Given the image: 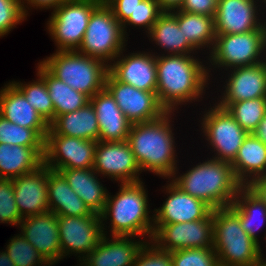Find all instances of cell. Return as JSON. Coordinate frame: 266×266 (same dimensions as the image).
<instances>
[{
  "label": "cell",
  "mask_w": 266,
  "mask_h": 266,
  "mask_svg": "<svg viewBox=\"0 0 266 266\" xmlns=\"http://www.w3.org/2000/svg\"><path fill=\"white\" fill-rule=\"evenodd\" d=\"M255 0H218L214 18L216 35L246 33L263 26ZM259 21V22H258Z\"/></svg>",
  "instance_id": "ffe728a7"
},
{
  "label": "cell",
  "mask_w": 266,
  "mask_h": 266,
  "mask_svg": "<svg viewBox=\"0 0 266 266\" xmlns=\"http://www.w3.org/2000/svg\"><path fill=\"white\" fill-rule=\"evenodd\" d=\"M233 69L226 80L219 106L226 108L232 102L266 97V60Z\"/></svg>",
  "instance_id": "44dd1931"
},
{
  "label": "cell",
  "mask_w": 266,
  "mask_h": 266,
  "mask_svg": "<svg viewBox=\"0 0 266 266\" xmlns=\"http://www.w3.org/2000/svg\"><path fill=\"white\" fill-rule=\"evenodd\" d=\"M116 59L113 65L108 64V72L116 80L139 90L156 92V55L139 52Z\"/></svg>",
  "instance_id": "d6986e66"
},
{
  "label": "cell",
  "mask_w": 266,
  "mask_h": 266,
  "mask_svg": "<svg viewBox=\"0 0 266 266\" xmlns=\"http://www.w3.org/2000/svg\"><path fill=\"white\" fill-rule=\"evenodd\" d=\"M49 211L57 216H90L93 212L67 183L65 177L48 167Z\"/></svg>",
  "instance_id": "4316f807"
},
{
  "label": "cell",
  "mask_w": 266,
  "mask_h": 266,
  "mask_svg": "<svg viewBox=\"0 0 266 266\" xmlns=\"http://www.w3.org/2000/svg\"><path fill=\"white\" fill-rule=\"evenodd\" d=\"M40 63L57 79L89 98L105 88L108 65L77 50L56 51Z\"/></svg>",
  "instance_id": "8992f818"
},
{
  "label": "cell",
  "mask_w": 266,
  "mask_h": 266,
  "mask_svg": "<svg viewBox=\"0 0 266 266\" xmlns=\"http://www.w3.org/2000/svg\"><path fill=\"white\" fill-rule=\"evenodd\" d=\"M37 70V74L44 79L47 86L54 107V119L62 114L83 108L90 102L87 95L57 79L41 63L38 64Z\"/></svg>",
  "instance_id": "4dcf8cb0"
},
{
  "label": "cell",
  "mask_w": 266,
  "mask_h": 266,
  "mask_svg": "<svg viewBox=\"0 0 266 266\" xmlns=\"http://www.w3.org/2000/svg\"><path fill=\"white\" fill-rule=\"evenodd\" d=\"M226 109L247 133H252L266 113V97L232 102Z\"/></svg>",
  "instance_id": "836d02e7"
},
{
  "label": "cell",
  "mask_w": 266,
  "mask_h": 266,
  "mask_svg": "<svg viewBox=\"0 0 266 266\" xmlns=\"http://www.w3.org/2000/svg\"><path fill=\"white\" fill-rule=\"evenodd\" d=\"M213 249L219 266H255L262 251L230 206L213 210Z\"/></svg>",
  "instance_id": "5b68a950"
},
{
  "label": "cell",
  "mask_w": 266,
  "mask_h": 266,
  "mask_svg": "<svg viewBox=\"0 0 266 266\" xmlns=\"http://www.w3.org/2000/svg\"><path fill=\"white\" fill-rule=\"evenodd\" d=\"M0 266H15L6 251L0 252Z\"/></svg>",
  "instance_id": "681fc988"
},
{
  "label": "cell",
  "mask_w": 266,
  "mask_h": 266,
  "mask_svg": "<svg viewBox=\"0 0 266 266\" xmlns=\"http://www.w3.org/2000/svg\"><path fill=\"white\" fill-rule=\"evenodd\" d=\"M22 4H23V9L25 11V14L27 13L28 10H26L27 7L24 6L25 1H27L26 3H28L29 5H31L32 7L35 8H56L57 6H59L63 1L65 0H21Z\"/></svg>",
  "instance_id": "f6af8a7d"
},
{
  "label": "cell",
  "mask_w": 266,
  "mask_h": 266,
  "mask_svg": "<svg viewBox=\"0 0 266 266\" xmlns=\"http://www.w3.org/2000/svg\"><path fill=\"white\" fill-rule=\"evenodd\" d=\"M96 141L53 134L45 139L44 163L51 170L93 169Z\"/></svg>",
  "instance_id": "7c38bea8"
},
{
  "label": "cell",
  "mask_w": 266,
  "mask_h": 266,
  "mask_svg": "<svg viewBox=\"0 0 266 266\" xmlns=\"http://www.w3.org/2000/svg\"><path fill=\"white\" fill-rule=\"evenodd\" d=\"M0 143L19 146H45V140L34 130L12 123L0 115Z\"/></svg>",
  "instance_id": "d590c367"
},
{
  "label": "cell",
  "mask_w": 266,
  "mask_h": 266,
  "mask_svg": "<svg viewBox=\"0 0 266 266\" xmlns=\"http://www.w3.org/2000/svg\"><path fill=\"white\" fill-rule=\"evenodd\" d=\"M230 207L239 215L244 231L259 244L256 230L261 228L258 224L266 222V205L263 200L248 185L241 186Z\"/></svg>",
  "instance_id": "1f68e13d"
},
{
  "label": "cell",
  "mask_w": 266,
  "mask_h": 266,
  "mask_svg": "<svg viewBox=\"0 0 266 266\" xmlns=\"http://www.w3.org/2000/svg\"><path fill=\"white\" fill-rule=\"evenodd\" d=\"M19 225L22 229V236L35 247L49 265L62 259L58 217L55 213L48 211L25 217Z\"/></svg>",
  "instance_id": "2e32d148"
},
{
  "label": "cell",
  "mask_w": 266,
  "mask_h": 266,
  "mask_svg": "<svg viewBox=\"0 0 266 266\" xmlns=\"http://www.w3.org/2000/svg\"><path fill=\"white\" fill-rule=\"evenodd\" d=\"M218 0H184L179 11L215 18Z\"/></svg>",
  "instance_id": "7bdbcfd3"
},
{
  "label": "cell",
  "mask_w": 266,
  "mask_h": 266,
  "mask_svg": "<svg viewBox=\"0 0 266 266\" xmlns=\"http://www.w3.org/2000/svg\"><path fill=\"white\" fill-rule=\"evenodd\" d=\"M252 134L266 145V113Z\"/></svg>",
  "instance_id": "c3c4849f"
},
{
  "label": "cell",
  "mask_w": 266,
  "mask_h": 266,
  "mask_svg": "<svg viewBox=\"0 0 266 266\" xmlns=\"http://www.w3.org/2000/svg\"><path fill=\"white\" fill-rule=\"evenodd\" d=\"M149 37L170 55H189L196 50L187 39L177 22V11L163 12L149 31Z\"/></svg>",
  "instance_id": "f546056e"
},
{
  "label": "cell",
  "mask_w": 266,
  "mask_h": 266,
  "mask_svg": "<svg viewBox=\"0 0 266 266\" xmlns=\"http://www.w3.org/2000/svg\"><path fill=\"white\" fill-rule=\"evenodd\" d=\"M105 88L114 97L118 107L132 124L159 119L167 112L160 105L156 92L139 90L122 83L109 72L106 76Z\"/></svg>",
  "instance_id": "5bb4252c"
},
{
  "label": "cell",
  "mask_w": 266,
  "mask_h": 266,
  "mask_svg": "<svg viewBox=\"0 0 266 266\" xmlns=\"http://www.w3.org/2000/svg\"><path fill=\"white\" fill-rule=\"evenodd\" d=\"M10 240L11 242H9L5 251L15 266H50L35 247L21 234Z\"/></svg>",
  "instance_id": "8d00e7d4"
},
{
  "label": "cell",
  "mask_w": 266,
  "mask_h": 266,
  "mask_svg": "<svg viewBox=\"0 0 266 266\" xmlns=\"http://www.w3.org/2000/svg\"><path fill=\"white\" fill-rule=\"evenodd\" d=\"M173 266H219L213 248H189L171 252Z\"/></svg>",
  "instance_id": "74e56055"
},
{
  "label": "cell",
  "mask_w": 266,
  "mask_h": 266,
  "mask_svg": "<svg viewBox=\"0 0 266 266\" xmlns=\"http://www.w3.org/2000/svg\"><path fill=\"white\" fill-rule=\"evenodd\" d=\"M163 12L161 11L157 0H142L136 7L134 13L131 14L129 19L122 25L124 35H126V24L142 27L148 30L152 29L155 22Z\"/></svg>",
  "instance_id": "ab89813d"
},
{
  "label": "cell",
  "mask_w": 266,
  "mask_h": 266,
  "mask_svg": "<svg viewBox=\"0 0 266 266\" xmlns=\"http://www.w3.org/2000/svg\"><path fill=\"white\" fill-rule=\"evenodd\" d=\"M157 2L162 12H174L180 10L184 0H157Z\"/></svg>",
  "instance_id": "7dc6e473"
},
{
  "label": "cell",
  "mask_w": 266,
  "mask_h": 266,
  "mask_svg": "<svg viewBox=\"0 0 266 266\" xmlns=\"http://www.w3.org/2000/svg\"><path fill=\"white\" fill-rule=\"evenodd\" d=\"M93 170L121 183L141 181V169L127 141H98Z\"/></svg>",
  "instance_id": "9a60e30c"
},
{
  "label": "cell",
  "mask_w": 266,
  "mask_h": 266,
  "mask_svg": "<svg viewBox=\"0 0 266 266\" xmlns=\"http://www.w3.org/2000/svg\"><path fill=\"white\" fill-rule=\"evenodd\" d=\"M122 25L114 17L106 3H100L92 12L83 41L78 52L93 58L110 62L121 57L125 45Z\"/></svg>",
  "instance_id": "52a82bcc"
},
{
  "label": "cell",
  "mask_w": 266,
  "mask_h": 266,
  "mask_svg": "<svg viewBox=\"0 0 266 266\" xmlns=\"http://www.w3.org/2000/svg\"><path fill=\"white\" fill-rule=\"evenodd\" d=\"M58 171L89 209L100 215L105 207L108 193L107 189L97 180L95 175L97 173L93 169H62Z\"/></svg>",
  "instance_id": "f1b7e54d"
},
{
  "label": "cell",
  "mask_w": 266,
  "mask_h": 266,
  "mask_svg": "<svg viewBox=\"0 0 266 266\" xmlns=\"http://www.w3.org/2000/svg\"><path fill=\"white\" fill-rule=\"evenodd\" d=\"M119 189L114 197L108 194L100 214L101 221L111 217L112 237H140L147 234L152 239L154 216H148L149 204L143 182L121 183Z\"/></svg>",
  "instance_id": "277c9868"
},
{
  "label": "cell",
  "mask_w": 266,
  "mask_h": 266,
  "mask_svg": "<svg viewBox=\"0 0 266 266\" xmlns=\"http://www.w3.org/2000/svg\"><path fill=\"white\" fill-rule=\"evenodd\" d=\"M0 115L19 126L34 129L46 139L49 124L12 83L5 85L0 91Z\"/></svg>",
  "instance_id": "603a6c76"
},
{
  "label": "cell",
  "mask_w": 266,
  "mask_h": 266,
  "mask_svg": "<svg viewBox=\"0 0 266 266\" xmlns=\"http://www.w3.org/2000/svg\"><path fill=\"white\" fill-rule=\"evenodd\" d=\"M57 217L62 258L73 252L83 256L79 259L81 261V258L89 255L106 235L99 214Z\"/></svg>",
  "instance_id": "4fadbf2b"
},
{
  "label": "cell",
  "mask_w": 266,
  "mask_h": 266,
  "mask_svg": "<svg viewBox=\"0 0 266 266\" xmlns=\"http://www.w3.org/2000/svg\"><path fill=\"white\" fill-rule=\"evenodd\" d=\"M22 220L14 198L12 179H0V221L17 225Z\"/></svg>",
  "instance_id": "f35d334b"
},
{
  "label": "cell",
  "mask_w": 266,
  "mask_h": 266,
  "mask_svg": "<svg viewBox=\"0 0 266 266\" xmlns=\"http://www.w3.org/2000/svg\"><path fill=\"white\" fill-rule=\"evenodd\" d=\"M249 187L263 200L266 205V176L255 179Z\"/></svg>",
  "instance_id": "bcb514c9"
},
{
  "label": "cell",
  "mask_w": 266,
  "mask_h": 266,
  "mask_svg": "<svg viewBox=\"0 0 266 266\" xmlns=\"http://www.w3.org/2000/svg\"><path fill=\"white\" fill-rule=\"evenodd\" d=\"M150 241L169 252L189 248H213V210L206 218L197 221L154 224Z\"/></svg>",
  "instance_id": "30bf717a"
},
{
  "label": "cell",
  "mask_w": 266,
  "mask_h": 266,
  "mask_svg": "<svg viewBox=\"0 0 266 266\" xmlns=\"http://www.w3.org/2000/svg\"><path fill=\"white\" fill-rule=\"evenodd\" d=\"M210 51V63L216 67H228L233 70L237 67L260 64L266 59H260L262 52L265 51L264 27L246 33L216 35Z\"/></svg>",
  "instance_id": "9c48e42d"
},
{
  "label": "cell",
  "mask_w": 266,
  "mask_h": 266,
  "mask_svg": "<svg viewBox=\"0 0 266 266\" xmlns=\"http://www.w3.org/2000/svg\"><path fill=\"white\" fill-rule=\"evenodd\" d=\"M169 193L162 207L155 209L153 224H172L197 221L206 218L212 208L204 201L183 192L172 181L166 187Z\"/></svg>",
  "instance_id": "ac0fdd59"
},
{
  "label": "cell",
  "mask_w": 266,
  "mask_h": 266,
  "mask_svg": "<svg viewBox=\"0 0 266 266\" xmlns=\"http://www.w3.org/2000/svg\"><path fill=\"white\" fill-rule=\"evenodd\" d=\"M171 180L183 192L204 201L213 210L230 206L242 186L229 162L214 158ZM176 177V178H175Z\"/></svg>",
  "instance_id": "3957f363"
},
{
  "label": "cell",
  "mask_w": 266,
  "mask_h": 266,
  "mask_svg": "<svg viewBox=\"0 0 266 266\" xmlns=\"http://www.w3.org/2000/svg\"><path fill=\"white\" fill-rule=\"evenodd\" d=\"M26 16L21 0H0V37L24 21Z\"/></svg>",
  "instance_id": "60d3db41"
},
{
  "label": "cell",
  "mask_w": 266,
  "mask_h": 266,
  "mask_svg": "<svg viewBox=\"0 0 266 266\" xmlns=\"http://www.w3.org/2000/svg\"><path fill=\"white\" fill-rule=\"evenodd\" d=\"M142 0H108L106 4L111 8L114 17L123 25L134 13Z\"/></svg>",
  "instance_id": "ee69618b"
},
{
  "label": "cell",
  "mask_w": 266,
  "mask_h": 266,
  "mask_svg": "<svg viewBox=\"0 0 266 266\" xmlns=\"http://www.w3.org/2000/svg\"><path fill=\"white\" fill-rule=\"evenodd\" d=\"M172 113L166 112L159 119L131 125L127 142L141 172L148 170L164 178L176 174L175 141L169 120Z\"/></svg>",
  "instance_id": "7a4b0ae2"
},
{
  "label": "cell",
  "mask_w": 266,
  "mask_h": 266,
  "mask_svg": "<svg viewBox=\"0 0 266 266\" xmlns=\"http://www.w3.org/2000/svg\"><path fill=\"white\" fill-rule=\"evenodd\" d=\"M203 66L193 55L156 56V95L167 112L174 111L181 103L202 97L210 76L208 68Z\"/></svg>",
  "instance_id": "6da1fadb"
},
{
  "label": "cell",
  "mask_w": 266,
  "mask_h": 266,
  "mask_svg": "<svg viewBox=\"0 0 266 266\" xmlns=\"http://www.w3.org/2000/svg\"><path fill=\"white\" fill-rule=\"evenodd\" d=\"M108 0H101V3H106Z\"/></svg>",
  "instance_id": "f5cc1de1"
},
{
  "label": "cell",
  "mask_w": 266,
  "mask_h": 266,
  "mask_svg": "<svg viewBox=\"0 0 266 266\" xmlns=\"http://www.w3.org/2000/svg\"><path fill=\"white\" fill-rule=\"evenodd\" d=\"M37 81L29 84L12 82V84L25 96L27 102L50 124L54 120V107L45 84L40 76Z\"/></svg>",
  "instance_id": "e575fe53"
},
{
  "label": "cell",
  "mask_w": 266,
  "mask_h": 266,
  "mask_svg": "<svg viewBox=\"0 0 266 266\" xmlns=\"http://www.w3.org/2000/svg\"><path fill=\"white\" fill-rule=\"evenodd\" d=\"M262 254L263 253H261V259H260V261L255 266H266V260L265 259H262ZM263 260H265V261H263Z\"/></svg>",
  "instance_id": "f907efd6"
},
{
  "label": "cell",
  "mask_w": 266,
  "mask_h": 266,
  "mask_svg": "<svg viewBox=\"0 0 266 266\" xmlns=\"http://www.w3.org/2000/svg\"><path fill=\"white\" fill-rule=\"evenodd\" d=\"M45 146L0 143V179H13L44 164Z\"/></svg>",
  "instance_id": "484cf974"
},
{
  "label": "cell",
  "mask_w": 266,
  "mask_h": 266,
  "mask_svg": "<svg viewBox=\"0 0 266 266\" xmlns=\"http://www.w3.org/2000/svg\"><path fill=\"white\" fill-rule=\"evenodd\" d=\"M132 237L104 235L99 244L80 263L82 266H133L138 252L146 243L132 240ZM110 242H109V241Z\"/></svg>",
  "instance_id": "cb8c5ba5"
},
{
  "label": "cell",
  "mask_w": 266,
  "mask_h": 266,
  "mask_svg": "<svg viewBox=\"0 0 266 266\" xmlns=\"http://www.w3.org/2000/svg\"><path fill=\"white\" fill-rule=\"evenodd\" d=\"M177 22L184 39H187L195 49L204 46L213 48L216 38L214 17L177 10Z\"/></svg>",
  "instance_id": "d6a6232c"
},
{
  "label": "cell",
  "mask_w": 266,
  "mask_h": 266,
  "mask_svg": "<svg viewBox=\"0 0 266 266\" xmlns=\"http://www.w3.org/2000/svg\"><path fill=\"white\" fill-rule=\"evenodd\" d=\"M151 242L153 243L151 246L149 242L143 245L133 266H173L171 252L163 250L153 241Z\"/></svg>",
  "instance_id": "b9f144b4"
},
{
  "label": "cell",
  "mask_w": 266,
  "mask_h": 266,
  "mask_svg": "<svg viewBox=\"0 0 266 266\" xmlns=\"http://www.w3.org/2000/svg\"><path fill=\"white\" fill-rule=\"evenodd\" d=\"M263 27H264V31H265V49H266V22H264Z\"/></svg>",
  "instance_id": "816d5d0a"
},
{
  "label": "cell",
  "mask_w": 266,
  "mask_h": 266,
  "mask_svg": "<svg viewBox=\"0 0 266 266\" xmlns=\"http://www.w3.org/2000/svg\"><path fill=\"white\" fill-rule=\"evenodd\" d=\"M100 3L101 0H65L54 8L47 27L58 47L56 51L79 49L89 18Z\"/></svg>",
  "instance_id": "ba28073f"
},
{
  "label": "cell",
  "mask_w": 266,
  "mask_h": 266,
  "mask_svg": "<svg viewBox=\"0 0 266 266\" xmlns=\"http://www.w3.org/2000/svg\"><path fill=\"white\" fill-rule=\"evenodd\" d=\"M12 180L15 202L22 218L49 211L48 166L45 163L36 170Z\"/></svg>",
  "instance_id": "e0dca14e"
},
{
  "label": "cell",
  "mask_w": 266,
  "mask_h": 266,
  "mask_svg": "<svg viewBox=\"0 0 266 266\" xmlns=\"http://www.w3.org/2000/svg\"><path fill=\"white\" fill-rule=\"evenodd\" d=\"M208 109L202 119V130L209 145L216 151L214 159L231 163L248 133L235 121L226 108L219 105Z\"/></svg>",
  "instance_id": "8fae6325"
},
{
  "label": "cell",
  "mask_w": 266,
  "mask_h": 266,
  "mask_svg": "<svg viewBox=\"0 0 266 266\" xmlns=\"http://www.w3.org/2000/svg\"><path fill=\"white\" fill-rule=\"evenodd\" d=\"M230 164L237 181L249 186L255 179L266 176V145L248 133Z\"/></svg>",
  "instance_id": "d4e9b609"
},
{
  "label": "cell",
  "mask_w": 266,
  "mask_h": 266,
  "mask_svg": "<svg viewBox=\"0 0 266 266\" xmlns=\"http://www.w3.org/2000/svg\"><path fill=\"white\" fill-rule=\"evenodd\" d=\"M53 134L99 141V124L94 107L89 102L83 108L57 116L50 124Z\"/></svg>",
  "instance_id": "83f0119b"
},
{
  "label": "cell",
  "mask_w": 266,
  "mask_h": 266,
  "mask_svg": "<svg viewBox=\"0 0 266 266\" xmlns=\"http://www.w3.org/2000/svg\"><path fill=\"white\" fill-rule=\"evenodd\" d=\"M99 124V141H127L132 123L104 88L90 98Z\"/></svg>",
  "instance_id": "7402d4cb"
}]
</instances>
